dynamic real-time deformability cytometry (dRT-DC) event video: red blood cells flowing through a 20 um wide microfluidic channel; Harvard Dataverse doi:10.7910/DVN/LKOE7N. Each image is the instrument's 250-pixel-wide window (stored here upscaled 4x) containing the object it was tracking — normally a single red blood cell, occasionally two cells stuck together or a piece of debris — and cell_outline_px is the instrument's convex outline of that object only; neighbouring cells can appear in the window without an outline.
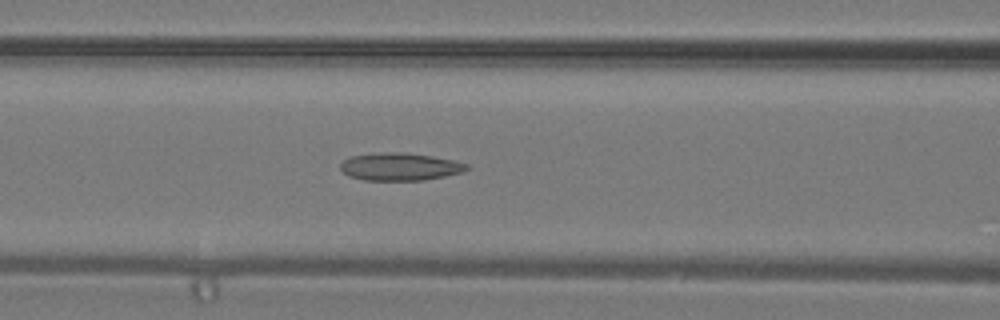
{"species": "common noctule bat (a hibernating species)", "species_latin": "Nyctalus noctula", "temperature_condition": "warm", "stored_images_in_passage": 38, "camera_frame_rate_fps": 3000, "um_per_image_px": 0.085, "animal": {"sex": "male", "body_mass_g": 19.2, "forearm_length_mm": 51.8}, "frame": {"image": 1, "passage_image": 16, "time_ms": 5.0, "image_size_px": [1000, 320], "cell_outline_px": [[472, 168], [460, 172], [444, 176], [424, 180], [364, 180], [348, 176], [340, 168], [340, 164], [344, 160], [352, 156], [380, 152], [404, 152], [432, 156], [452, 160], [468, 164]], "centroid_in_image_um": [33.99, 14.16], "position_along_channel_um": 132.6, "area_um2": 20.29}}
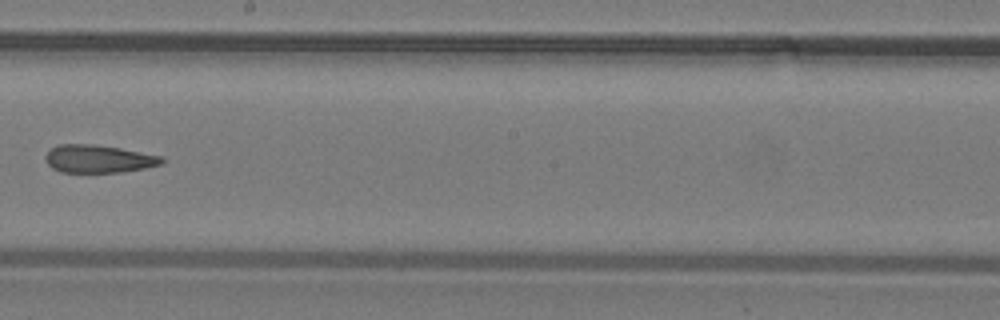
{"frame": {"image": 2, "passage_image": 22, "time_ms": 7.0, "image_size_px": [1000, 320], "cell_outline_px": [[168, 160], [164, 164], [144, 168], [120, 172], [60, 172], [52, 168], [48, 164], [44, 156], [52, 148], [60, 144], [92, 144], [120, 148], [164, 156]], "centroid_in_image_um": [8.44, 13.5], "position_along_channel_um": 239.8, "area_um2": 19.02}}
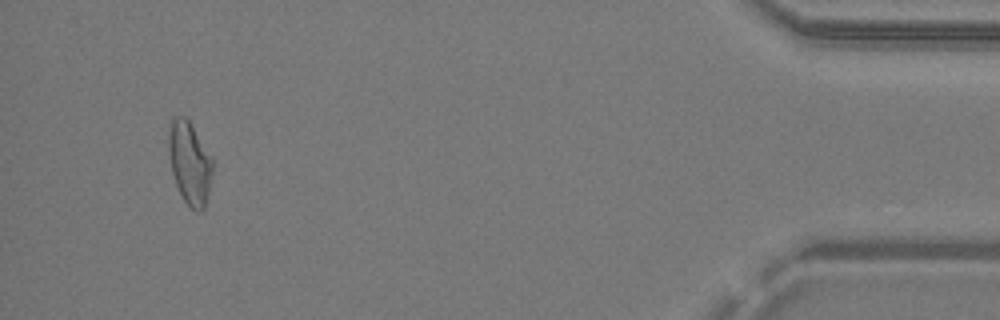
{"frame": {"image": 3, "passage_image": 36, "time_ms": 11.667, "image_size_px": [1000, 320], "cell_outline_px": [[212, 172], [208, 192], [204, 208], [200, 212], [196, 212], [184, 200], [176, 184], [172, 172], [168, 148], [168, 136], [172, 120], [176, 116], [184, 116], [188, 120], [212, 156]], "centroid_in_image_um": [16.12, 13.85], "position_along_channel_um": 419.1, "area_um2": 20.81}}